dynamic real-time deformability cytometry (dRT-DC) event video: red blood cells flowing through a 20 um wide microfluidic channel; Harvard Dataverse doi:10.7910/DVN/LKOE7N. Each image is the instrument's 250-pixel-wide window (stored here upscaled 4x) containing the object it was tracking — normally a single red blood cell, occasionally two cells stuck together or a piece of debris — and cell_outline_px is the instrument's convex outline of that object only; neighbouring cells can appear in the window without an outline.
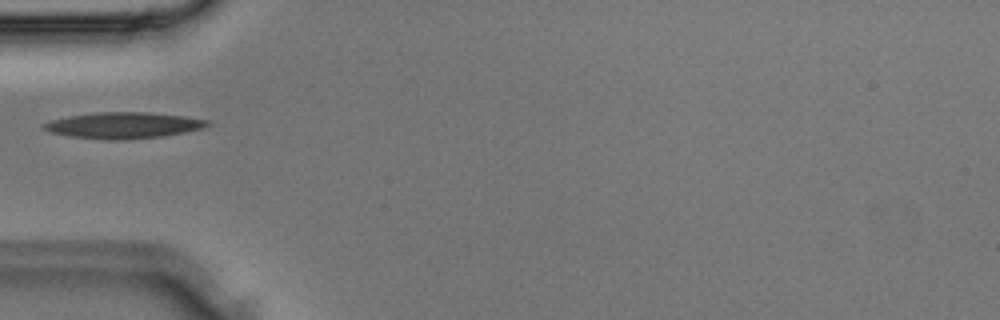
{"species": "Egyptian fruit bat (a non-hibernating species)", "species_latin": "Rousettus aegyptiacus", "temperature_condition": "room temperature", "stored_images_in_passage": 24, "camera_frame_rate_fps": 3000, "um_per_image_px": 0.085, "animal": {"sex": "male"}, "frame": {"image": 1, "passage_image": 1, "time_ms": 0.0, "image_size_px": [1000, 320], "cell_outline_px": [[212, 124], [204, 128], [164, 136], [124, 140], [116, 140], [72, 136], [52, 132], [40, 128], [40, 124], [52, 120], [68, 116], [96, 112], [148, 112], [184, 116], [212, 120]], "centroid_in_image_um": [10.54, 10.64], "position_along_channel_um": 74.5, "area_um2": 25.03}}
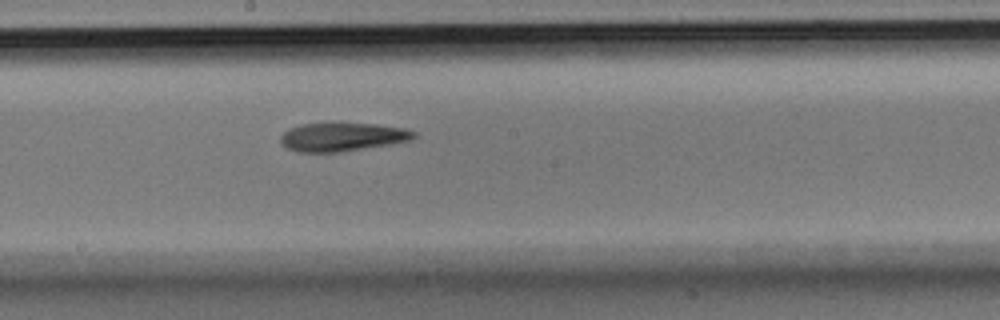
{"frame": {"image": 2, "passage_image": 9, "time_ms": 2.667, "image_size_px": [1000, 320], "cell_outline_px": [[416, 136], [408, 140], [388, 144], [340, 152], [300, 152], [288, 148], [280, 144], [280, 136], [288, 128], [300, 124], [340, 120], [376, 124], [404, 128], [416, 132]], "centroid_in_image_um": [29.03, 11.58], "position_along_channel_um": 219.2, "area_um2": 22.89}}
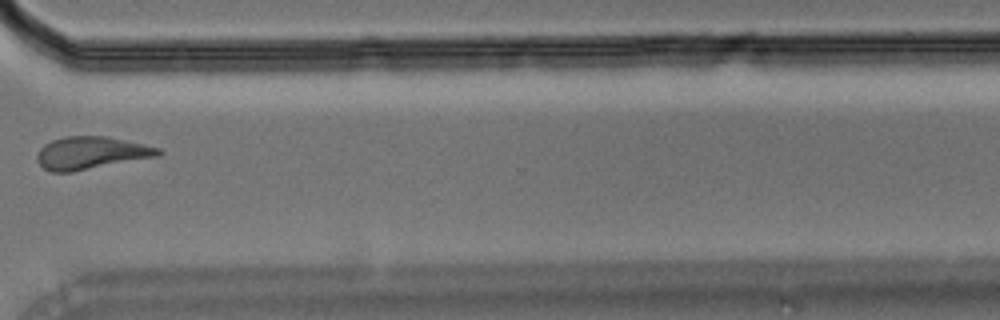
{"frame": {"image": 3, "passage_image": 17, "time_ms": 5.333, "image_size_px": [1000, 320], "cell_outline_px": [[164, 152], [160, 156], [72, 172], [52, 172], [44, 168], [36, 160], [36, 156], [40, 148], [44, 144], [52, 140], [64, 136], [108, 136], [160, 148]], "centroid_in_image_um": [7.75, 13.0], "position_along_channel_um": 362.8, "area_um2": 23.18}}